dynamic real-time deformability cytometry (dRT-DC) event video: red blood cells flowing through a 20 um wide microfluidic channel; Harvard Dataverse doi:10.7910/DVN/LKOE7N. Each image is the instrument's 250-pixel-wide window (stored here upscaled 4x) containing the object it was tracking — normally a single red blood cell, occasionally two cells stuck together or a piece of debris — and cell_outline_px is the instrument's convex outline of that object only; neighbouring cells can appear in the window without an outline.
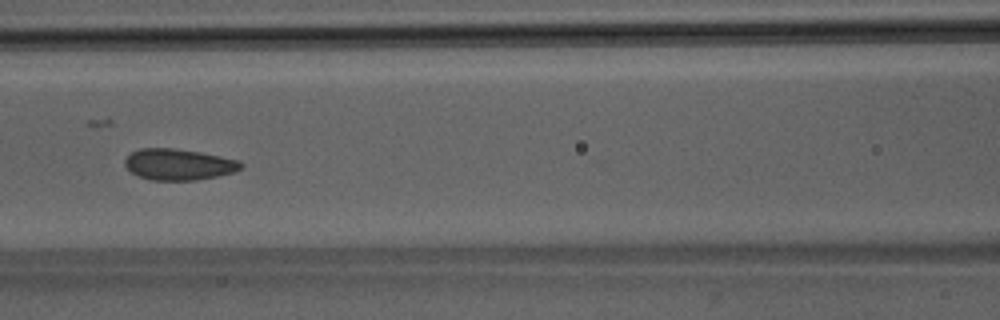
{"species": "Egyptian fruit bat (a non-hibernating species)", "species_latin": "Rousettus aegyptiacus", "temperature_condition": "room temperature", "stored_images_in_passage": 29, "camera_frame_rate_fps": 3000, "um_per_image_px": 0.085, "animal": {"sex": "male"}, "frame": {"image": 1, "passage_image": 20, "time_ms": 6.333, "image_size_px": [1000, 320], "cell_outline_px": [[244, 168], [236, 172], [196, 180], [152, 180], [140, 176], [132, 172], [124, 164], [124, 160], [132, 152], [140, 148], [172, 148], [200, 152], [240, 160], [244, 164]], "centroid_in_image_um": [15.24, 13.97], "position_along_channel_um": 151.4, "area_um2": 21.1}}